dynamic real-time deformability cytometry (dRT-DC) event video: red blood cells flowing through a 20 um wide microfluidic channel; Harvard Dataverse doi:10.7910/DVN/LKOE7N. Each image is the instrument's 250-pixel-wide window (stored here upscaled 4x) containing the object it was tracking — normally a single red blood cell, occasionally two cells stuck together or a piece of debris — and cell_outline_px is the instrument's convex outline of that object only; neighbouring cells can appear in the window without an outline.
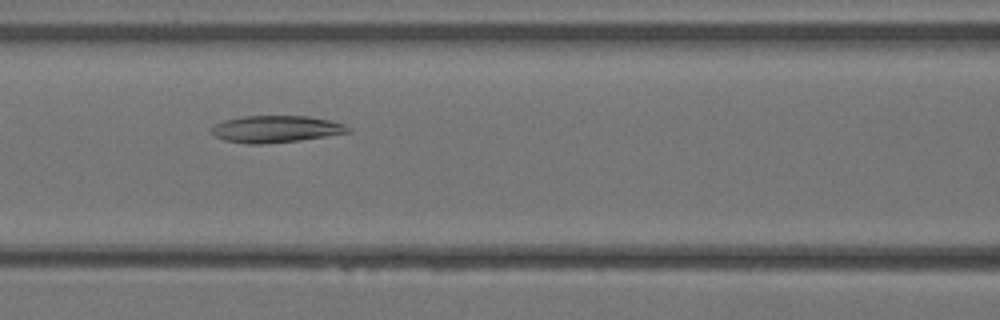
{"species": "Egyptian fruit bat (a non-hibernating species)", "species_latin": "Rousettus aegyptiacus", "temperature_condition": "warm", "stored_images_in_passage": 26, "camera_frame_rate_fps": 3000, "um_per_image_px": 0.085, "animal": {"sex": "female"}, "frame": {"image": 1, "passage_image": 6, "time_ms": 1.667, "image_size_px": [1000, 320], "cell_outline_px": [[352, 132], [300, 140], [264, 144], [248, 144], [224, 140], [216, 136], [212, 132], [212, 128], [216, 124], [224, 120], [244, 116], [308, 116], [328, 120], [344, 124], [352, 128]], "centroid_in_image_um": [23.49, 10.97], "position_along_channel_um": 143.1, "area_um2": 21.33}}
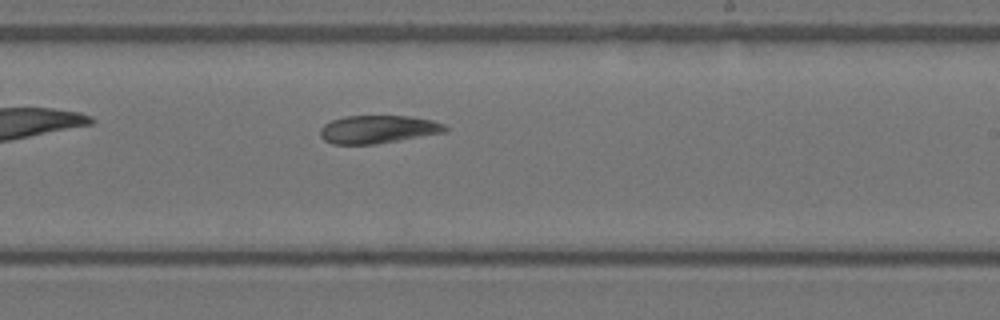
{"frame": {"image": 2, "passage_image": 12, "time_ms": 3.667, "image_size_px": [1000, 320], "cell_outline_px": [[448, 128], [444, 132], [376, 144], [332, 144], [324, 140], [320, 136], [320, 128], [324, 124], [332, 120], [344, 116], [408, 116], [432, 120], [444, 124]], "centroid_in_image_um": [32.09, 10.99], "position_along_channel_um": 256.9, "area_um2": 20.29}}
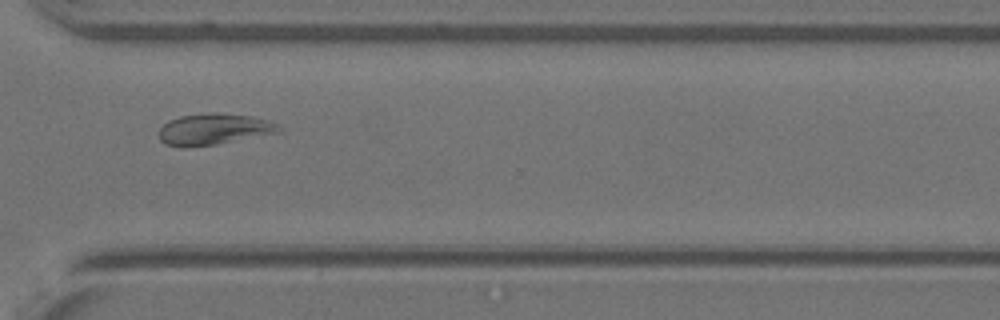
{"frame": {"image": 3, "passage_image": 17, "time_ms": 5.333, "image_size_px": [1000, 320], "cell_outline_px": [[280, 132], [216, 144], [188, 148], [180, 148], [164, 144], [160, 140], [160, 128], [168, 120], [180, 116], [208, 112], [216, 112], [252, 116], [276, 124]], "centroid_in_image_um": [18.09, 10.99], "position_along_channel_um": 352.5, "area_um2": 21.79}}